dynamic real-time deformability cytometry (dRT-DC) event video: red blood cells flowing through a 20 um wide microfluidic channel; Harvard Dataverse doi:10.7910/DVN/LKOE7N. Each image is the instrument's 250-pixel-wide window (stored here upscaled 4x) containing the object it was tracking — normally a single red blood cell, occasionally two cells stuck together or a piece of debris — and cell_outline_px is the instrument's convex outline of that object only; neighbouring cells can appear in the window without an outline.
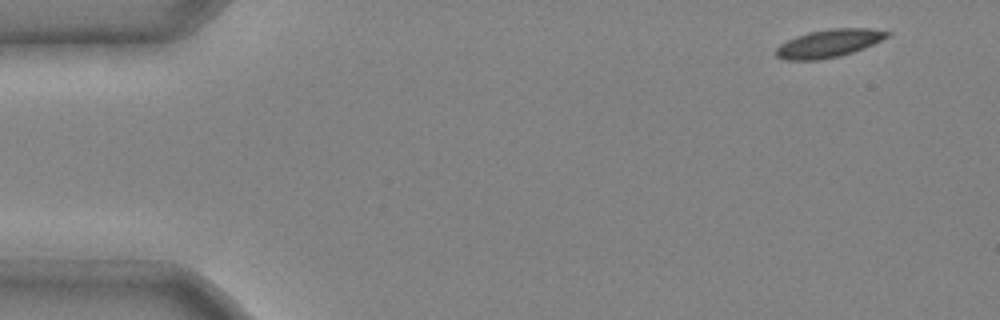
{"species": "common noctule bat (a hibernating species)", "species_latin": "Nyctalus noctula", "temperature_condition": "cold", "stored_images_in_passage": 4, "camera_frame_rate_fps": 3000, "um_per_image_px": 0.085, "animal": {"sex": "male", "body_mass_g": 20.4}, "frame": {"image": 1, "passage_image": 1, "time_ms": 0.0, "image_size_px": [1000, 320], "cell_outline_px": [[892, 32], [888, 36], [864, 48], [840, 56], [820, 60], [784, 60], [776, 56], [776, 48], [780, 44], [796, 36], [808, 32], [832, 28], [868, 28]], "centroid_in_image_um": [70.43, 3.69], "position_along_channel_um": 14.6, "area_um2": 18.03}}